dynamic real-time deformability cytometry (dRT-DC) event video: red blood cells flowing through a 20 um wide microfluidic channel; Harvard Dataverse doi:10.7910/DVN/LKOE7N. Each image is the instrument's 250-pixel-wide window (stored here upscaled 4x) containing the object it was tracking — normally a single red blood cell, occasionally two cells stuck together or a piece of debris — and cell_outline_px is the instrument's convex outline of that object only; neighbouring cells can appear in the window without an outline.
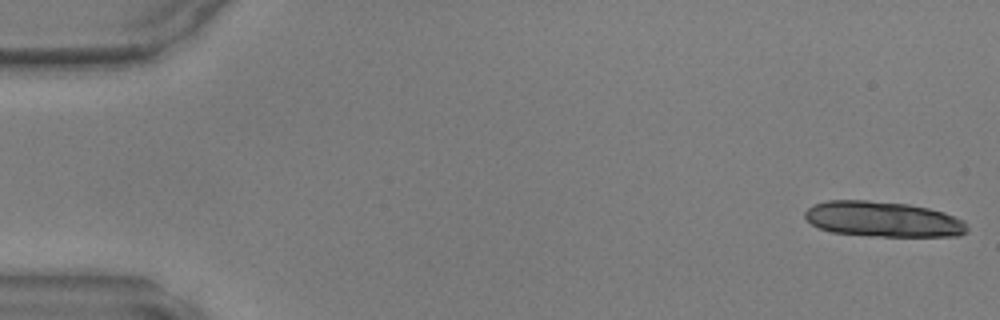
{"species": "common noctule bat (a hibernating species)", "species_latin": "Nyctalus noctula", "temperature_condition": "warm", "stored_images_in_passage": 48, "camera_frame_rate_fps": 3000, "um_per_image_px": 0.085, "animal": {"sex": "male", "body_mass_g": 17.9, "forearm_length_mm": 54.2}, "frame": {"image": 1, "passage_image": 1, "time_ms": 0.0, "image_size_px": [1000, 320], "cell_outline_px": [[968, 232], [960, 236], [868, 236], [832, 232], [820, 228], [812, 224], [804, 216], [804, 212], [812, 204], [828, 200], [868, 200], [908, 204], [928, 208], [944, 212], [964, 220], [968, 228]], "centroid_in_image_um": [75.06, 18.63], "position_along_channel_um": 9.9, "area_um2": 33.7}}
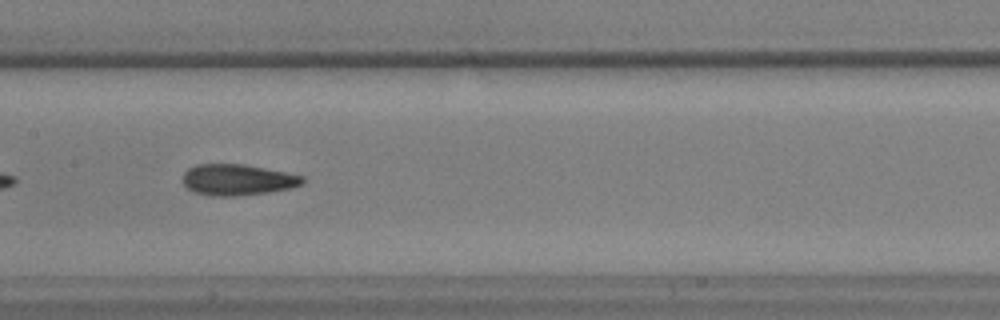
{"frame": {"image": 2, "passage_image": 24, "time_ms": 7.667, "image_size_px": [1000, 320], "cell_outline_px": [[304, 184], [292, 188], [268, 192], [236, 196], [212, 196], [196, 192], [188, 188], [184, 184], [184, 172], [188, 168], [196, 164], [244, 164], [304, 176]], "centroid_in_image_um": [20.21, 15.28], "position_along_channel_um": 187.2, "area_um2": 21.62}}
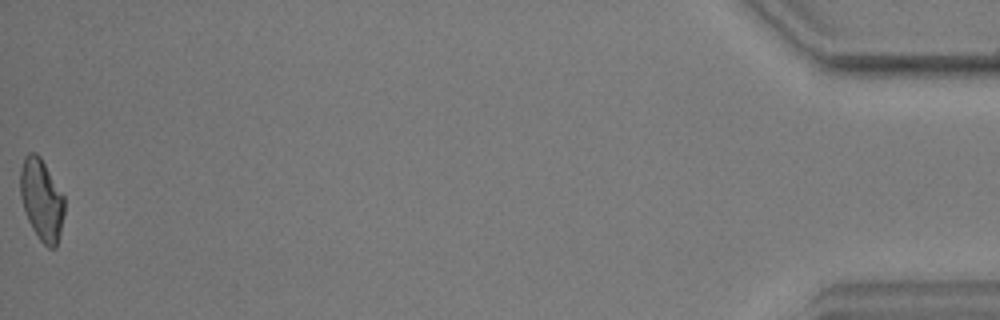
{"frame": {"image": 3, "passage_image": 48, "time_ms": 15.667, "image_size_px": [1000, 320], "cell_outline_px": [[64, 212], [60, 232], [56, 248], [48, 248], [40, 240], [32, 228], [24, 212], [20, 196], [20, 168], [24, 156], [28, 152], [36, 152], [40, 156], [64, 196]], "centroid_in_image_um": [3.52, 16.96], "position_along_channel_um": 431.7, "area_um2": 21.04}}